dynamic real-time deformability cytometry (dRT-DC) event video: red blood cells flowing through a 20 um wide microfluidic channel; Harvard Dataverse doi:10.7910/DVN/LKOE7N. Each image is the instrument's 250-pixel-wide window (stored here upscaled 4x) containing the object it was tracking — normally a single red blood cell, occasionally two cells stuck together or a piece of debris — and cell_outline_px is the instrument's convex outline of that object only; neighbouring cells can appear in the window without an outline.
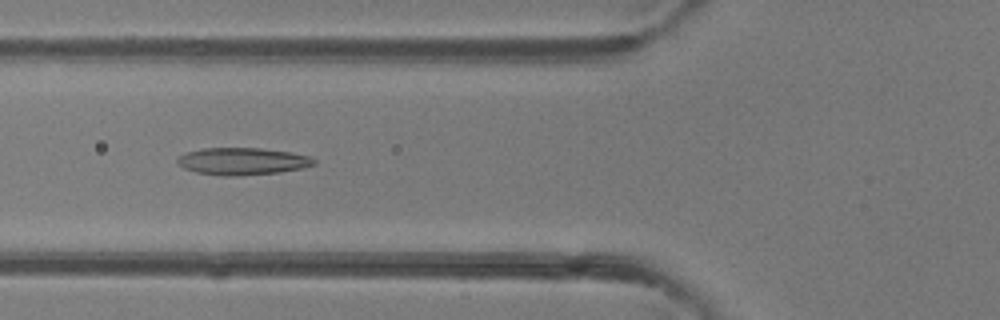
{"species": "common noctule bat (a hibernating species)", "species_latin": "Nyctalus noctula", "temperature_condition": "room temperature", "stored_images_in_passage": 41, "camera_frame_rate_fps": 3000, "um_per_image_px": 0.085, "animal": {"sex": "female"}, "frame": {"image": 1, "passage_image": 18, "time_ms": 5.667, "image_size_px": [1000, 320], "cell_outline_px": [[316, 164], [304, 168], [280, 172], [236, 176], [220, 176], [196, 172], [184, 168], [176, 160], [180, 156], [188, 152], [204, 148], [260, 148], [288, 152], [308, 156], [316, 160]], "centroid_in_image_um": [20.63, 13.72], "position_along_channel_um": 105.2, "area_um2": 21.5}}
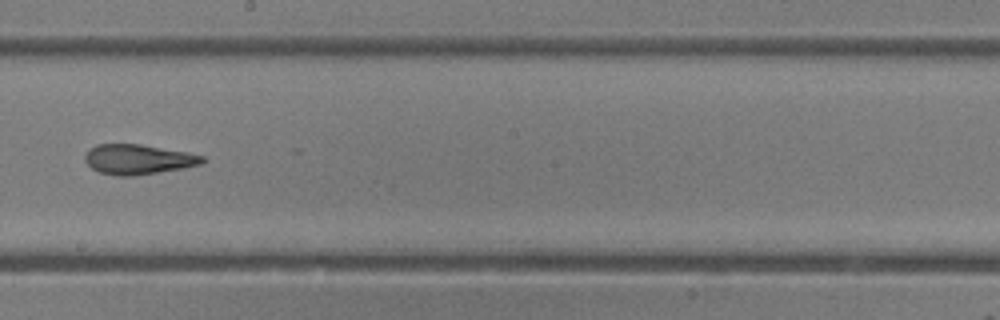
{"frame": {"image": 2, "passage_image": 27, "time_ms": 8.667, "image_size_px": [1000, 320], "cell_outline_px": [[204, 160], [200, 164], [184, 168], [132, 176], [116, 176], [100, 172], [92, 168], [84, 160], [84, 156], [96, 144], [140, 144], [188, 152], [204, 156]], "centroid_in_image_um": [11.74, 13.54], "position_along_channel_um": 236.5, "area_um2": 20.35}}
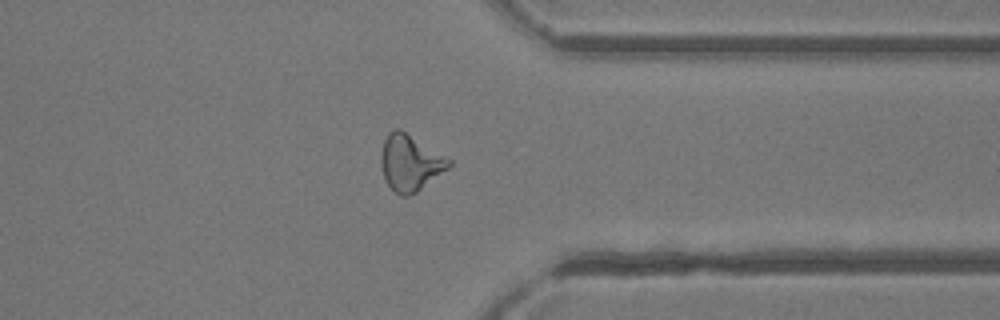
{"frame": {"image": 3, "passage_image": 37, "time_ms": 12.0, "image_size_px": [1000, 320], "cell_outline_px": [[452, 164], [448, 168], [416, 192], [408, 196], [400, 196], [388, 184], [384, 176], [380, 164], [380, 156], [384, 140], [388, 132], [392, 128], [400, 128], [452, 160]], "centroid_in_image_um": [34.84, 13.8], "position_along_channel_um": 376.6, "area_um2": 22.08}, "authors_computed_cell_mechanics": {"area_um2": 21.5016, "velocity_mm_per_s": 4.3566, "shape_relaxation_time_tau1_ms": null, "shape_relaxation_time_tau2_ms": 2.7967, "deformation_change_tau1": null, "deformation_change_tau2": 0.1273}}